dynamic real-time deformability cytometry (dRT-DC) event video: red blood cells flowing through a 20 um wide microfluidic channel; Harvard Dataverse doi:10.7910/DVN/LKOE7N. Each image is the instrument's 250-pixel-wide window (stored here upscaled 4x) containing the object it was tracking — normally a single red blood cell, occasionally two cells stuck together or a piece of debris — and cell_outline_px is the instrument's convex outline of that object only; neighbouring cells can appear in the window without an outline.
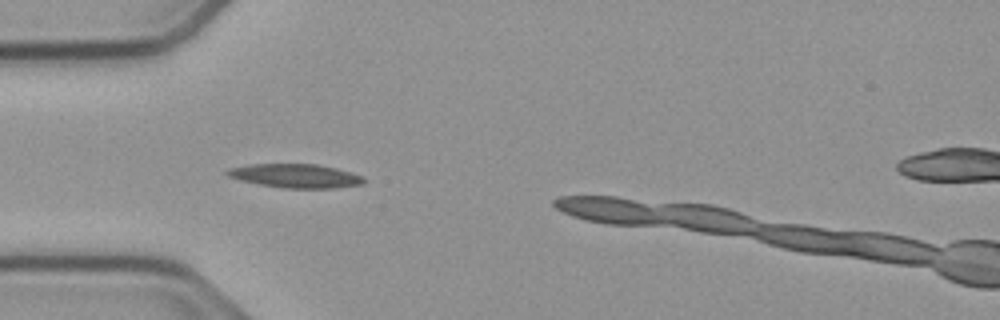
{"species": "common noctule bat (a hibernating species)", "species_latin": "Nyctalus noctula", "temperature_condition": "cold", "stored_images_in_passage": 8, "camera_frame_rate_fps": 3000, "um_per_image_px": 0.085, "animal": {"sex": "male", "body_mass_g": 23.1, "forearm_length_mm": 52.7}, "frame": {"image": 1, "passage_image": 4, "time_ms": 1.0, "image_size_px": [1000, 320], "cell_outline_px": [[364, 184], [332, 188], [284, 188], [260, 184], [240, 180], [228, 176], [224, 172], [228, 168], [248, 164], [316, 164], [336, 168], [364, 176]], "centroid_in_image_um": [25.1, 14.94], "position_along_channel_um": 59.9, "area_um2": 18.96}}
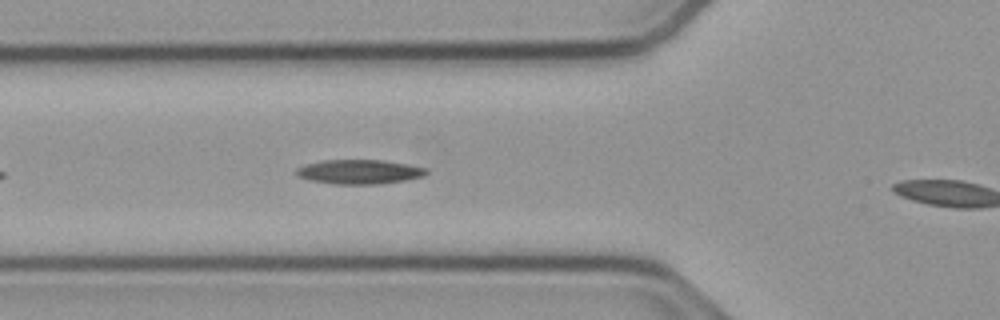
{"frame": {"image": 2, "passage_image": 7, "time_ms": 2.0, "image_size_px": [1000, 320], "cell_outline_px": [[428, 172], [424, 176], [408, 180], [380, 184], [332, 184], [308, 180], [296, 176], [296, 168], [308, 164], [324, 160], [380, 160], [408, 164], [428, 168]], "centroid_in_image_um": [30.56, 14.61], "position_along_channel_um": 95.2, "area_um2": 18.61}}